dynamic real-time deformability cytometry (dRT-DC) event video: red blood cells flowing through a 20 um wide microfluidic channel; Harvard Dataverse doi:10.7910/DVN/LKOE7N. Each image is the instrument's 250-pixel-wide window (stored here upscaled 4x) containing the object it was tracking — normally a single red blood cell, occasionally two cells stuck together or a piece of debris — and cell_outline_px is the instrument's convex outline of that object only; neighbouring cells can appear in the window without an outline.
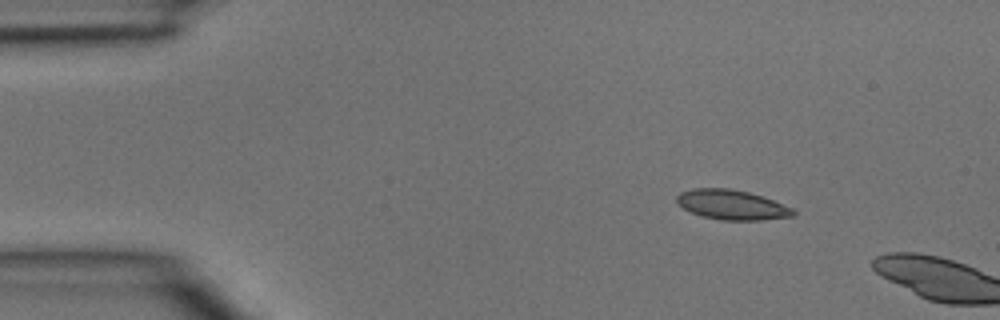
{"species": "common noctule bat (a hibernating species)", "species_latin": "Nyctalus noctula", "temperature_condition": "room temperature", "stored_images_in_passage": 2, "camera_frame_rate_fps": 3000, "um_per_image_px": 0.085, "animal": {"sex": "male", "body_mass_g": 15.6}, "frame": {"image": 1, "passage_image": 1, "time_ms": 0.0, "image_size_px": [1000, 320], "cell_outline_px": [[796, 212], [792, 216], [760, 220], [720, 220], [704, 216], [692, 212], [676, 204], [676, 196], [680, 192], [692, 188], [728, 188], [748, 192], [772, 200], [792, 208]], "centroid_in_image_um": [62.16, 17.4], "position_along_channel_um": 22.8, "area_um2": 20.0}}